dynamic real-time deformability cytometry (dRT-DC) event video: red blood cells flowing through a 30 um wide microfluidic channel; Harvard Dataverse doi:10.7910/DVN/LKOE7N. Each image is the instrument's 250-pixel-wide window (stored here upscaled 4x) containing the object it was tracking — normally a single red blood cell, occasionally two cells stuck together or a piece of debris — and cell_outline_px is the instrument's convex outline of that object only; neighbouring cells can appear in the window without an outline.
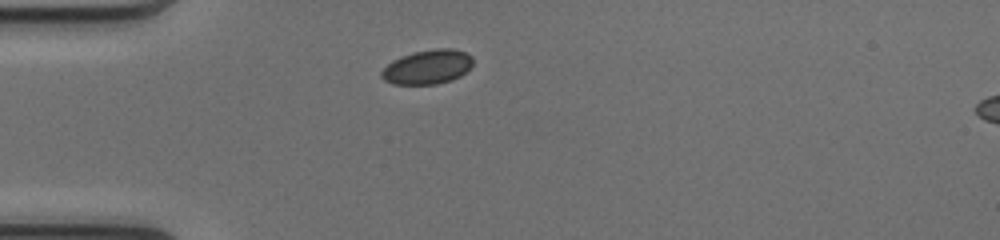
{"species": "common noctule bat (a hibernating species)", "species_latin": "Nyctalus noctula", "temperature_condition": "cold", "stored_images_in_passage": 37, "camera_frame_rate_fps": 3000, "um_per_image_px": 0.085, "animal": {"sex": "female", "body_mass_g": 17.0, "forearm_length_mm": 48.0}, "frame": {"image": 1, "passage_image": 1, "time_ms": 0.0, "image_size_px": [1000, 240], "cell_outline_px": [[472, 64], [460, 76], [452, 80], [436, 84], [392, 84], [384, 80], [380, 76], [380, 72], [392, 60], [400, 56], [412, 52], [436, 48], [452, 48], [464, 52], [472, 56]], "centroid_in_image_um": [36.3, 5.69], "position_along_channel_um": 48.7, "area_um2": 18.32}}
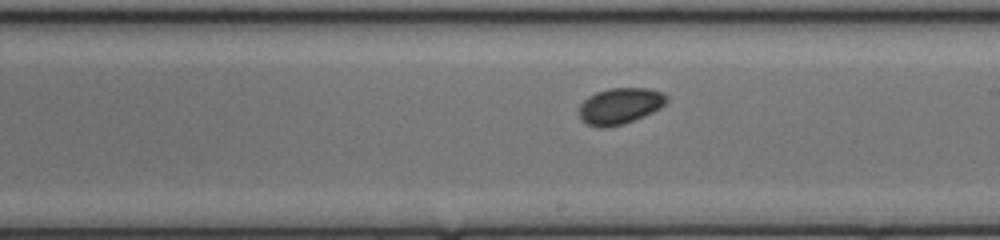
{"frame": {"image": 2, "passage_image": 16, "time_ms": 5.0, "image_size_px": [1000, 240], "cell_outline_px": [[668, 100], [660, 108], [644, 116], [624, 124], [604, 128], [596, 128], [588, 124], [580, 116], [580, 104], [588, 96], [596, 92], [608, 88], [648, 88], [664, 92], [668, 96]], "centroid_in_image_um": [52.72, 9.0], "position_along_channel_um": 236.3, "area_um2": 18.55}}
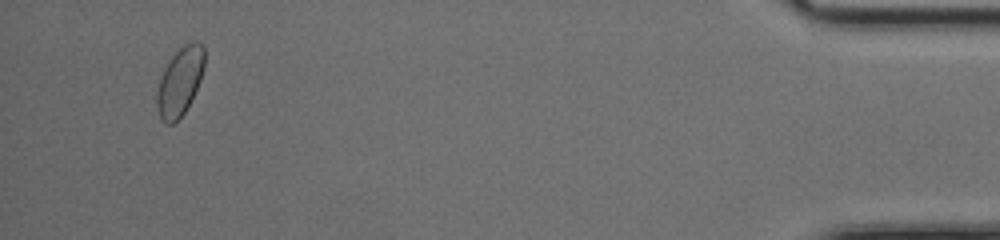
{"frame": {"image": 3, "passage_image": 35, "time_ms": 11.333, "image_size_px": [1000, 240], "cell_outline_px": [[204, 68], [200, 80], [184, 112], [172, 124], [168, 124], [160, 116], [156, 104], [156, 92], [160, 76], [164, 68], [172, 56], [184, 44], [192, 40], [196, 40], [204, 44]], "centroid_in_image_um": [15.29, 6.86], "position_along_channel_um": 419.9, "area_um2": 18.73}, "authors_computed_cell_mechanics": {"area_um2": 18.207, "velocity_mm_per_s": 4.1034, "shape_relaxation_time_tau1_ms": 2.8148, "shape_relaxation_time_tau2_ms": null, "deformation_change_tau1": 0.0443, "deformation_change_tau2": null}}